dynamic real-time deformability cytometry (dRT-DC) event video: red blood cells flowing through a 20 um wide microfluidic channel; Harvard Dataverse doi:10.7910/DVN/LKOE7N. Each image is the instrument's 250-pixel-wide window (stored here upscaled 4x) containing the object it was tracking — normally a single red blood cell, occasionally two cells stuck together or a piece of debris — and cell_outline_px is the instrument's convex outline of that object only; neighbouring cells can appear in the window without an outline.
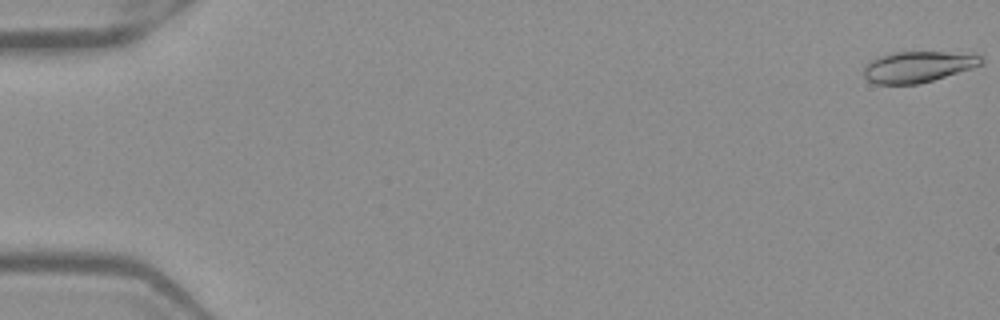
{"species": "Egyptian fruit bat (a non-hibernating species)", "species_latin": "Rousettus aegyptiacus", "temperature_condition": "warm", "stored_images_in_passage": 52, "camera_frame_rate_fps": 3000, "um_per_image_px": 0.085, "frame": {"image": 1, "passage_image": 1, "time_ms": 0.0, "image_size_px": [1000, 320], "cell_outline_px": [[984, 64], [972, 68], [932, 80], [916, 84], [876, 84], [868, 80], [860, 72], [868, 60], [876, 56], [892, 52], [944, 52], [980, 56], [984, 60]], "centroid_in_image_um": [77.92, 5.67], "position_along_channel_um": 7.1, "area_um2": 21.33}}
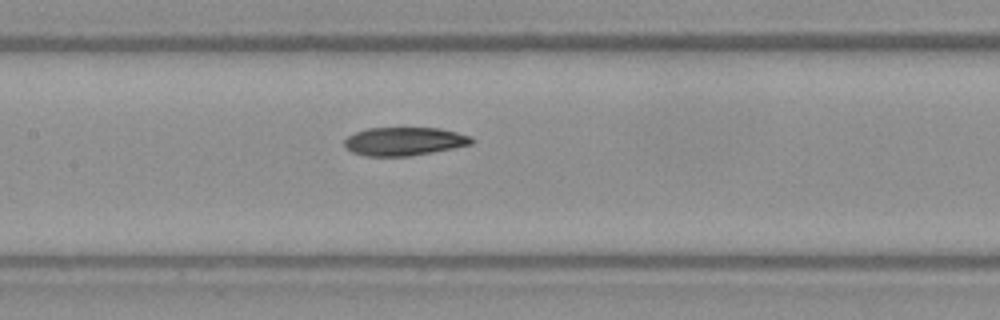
{"frame": {"image": 2, "passage_image": 26, "time_ms": 8.333, "image_size_px": [1000, 320], "cell_outline_px": [[472, 144], [432, 152], [408, 156], [364, 156], [352, 152], [344, 144], [344, 140], [348, 136], [356, 132], [368, 128], [440, 128], [472, 136]], "centroid_in_image_um": [34.35, 12.01], "position_along_channel_um": 173.1, "area_um2": 20.87}}
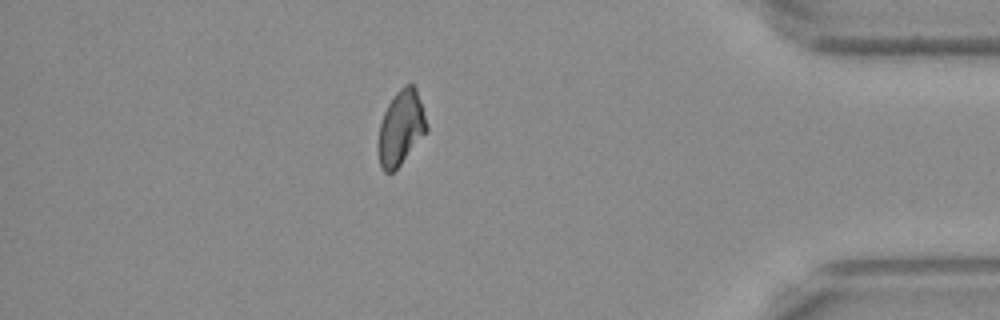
{"frame": {"image": 3, "passage_image": 46, "time_ms": 15.0, "image_size_px": [1000, 320], "cell_outline_px": [[428, 132], [400, 164], [392, 172], [384, 172], [380, 168], [380, 124], [384, 112], [388, 104], [396, 92], [400, 88], [408, 84], [412, 84], [416, 88], [428, 124]], "centroid_in_image_um": [34.12, 10.85], "position_along_channel_um": 401.1, "area_um2": 20.63}, "authors_computed_cell_mechanics": {"area_um2": 21.2993, "velocity_mm_per_s": 3.9601, "shape_relaxation_time_tau1_ms": null, "shape_relaxation_time_tau2_ms": 11.265, "deformation_change_tau1": null, "deformation_change_tau2": 0.1724}}